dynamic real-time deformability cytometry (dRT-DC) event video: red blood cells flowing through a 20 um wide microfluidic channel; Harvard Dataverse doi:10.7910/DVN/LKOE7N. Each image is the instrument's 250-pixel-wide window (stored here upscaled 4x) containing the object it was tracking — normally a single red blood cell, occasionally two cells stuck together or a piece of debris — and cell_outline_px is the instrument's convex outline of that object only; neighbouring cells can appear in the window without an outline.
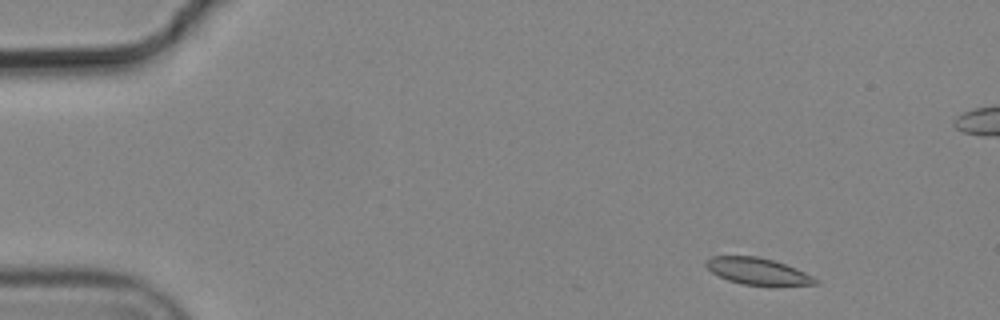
{"species": "common noctule bat (a hibernating species)", "species_latin": "Nyctalus noctula", "temperature_condition": "cold", "stored_images_in_passage": 5, "camera_frame_rate_fps": 3000, "um_per_image_px": 0.085, "animal": {"sex": "male", "body_mass_g": 19.2, "forearm_length_mm": 51.8}, "frame": {"image": 1, "passage_image": 1, "time_ms": 0.0, "image_size_px": [1000, 320], "cell_outline_px": [[820, 280], [816, 284], [740, 284], [728, 280], [712, 272], [704, 264], [704, 260], [712, 256], [756, 256], [772, 260], [796, 268]], "centroid_in_image_um": [64.34, 23.03], "position_along_channel_um": 20.7, "area_um2": 16.53}}
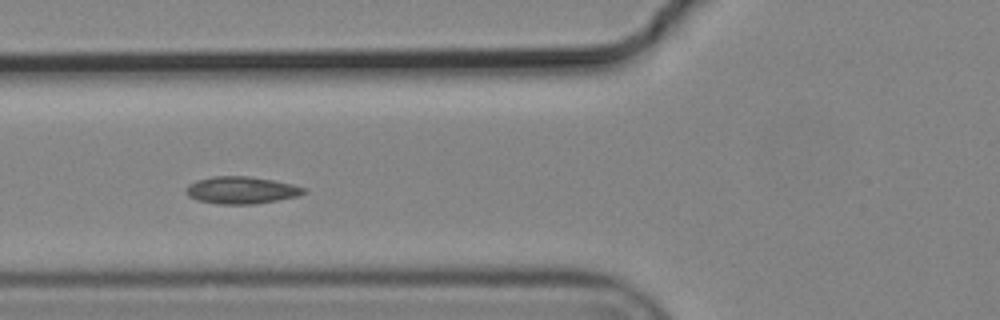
{"frame": {"image": 2, "passage_image": 5, "time_ms": 1.333, "image_size_px": [1000, 320], "cell_outline_px": [[308, 192], [296, 196], [256, 204], [216, 204], [196, 200], [188, 196], [184, 192], [188, 184], [196, 180], [212, 176], [248, 176], [272, 180], [292, 184], [304, 188]], "centroid_in_image_um": [20.45, 16.16], "position_along_channel_um": 105.3, "area_um2": 18.73}}